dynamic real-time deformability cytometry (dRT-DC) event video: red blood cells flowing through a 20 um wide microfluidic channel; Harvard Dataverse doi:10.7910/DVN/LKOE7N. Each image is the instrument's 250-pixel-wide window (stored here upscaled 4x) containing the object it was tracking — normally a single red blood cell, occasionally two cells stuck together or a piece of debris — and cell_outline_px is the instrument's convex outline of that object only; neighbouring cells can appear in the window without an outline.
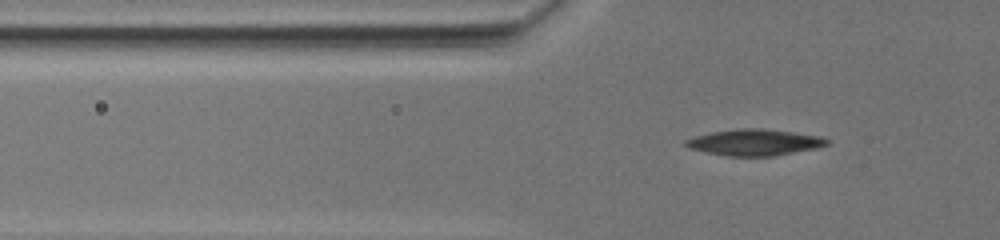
{"species": "common noctule bat (a hibernating species)", "species_latin": "Nyctalus noctula", "temperature_condition": "warm", "stored_images_in_passage": 48, "camera_frame_rate_fps": 3000, "um_per_image_px": 0.085, "animal": {"sex": "female", "body_mass_g": 19.5, "forearm_length_mm": 54.1}, "frame": {"image": 1, "passage_image": 7, "time_ms": 2.0, "image_size_px": [1000, 240], "cell_outline_px": [[828, 144], [816, 148], [772, 156], [728, 156], [704, 152], [688, 148], [684, 144], [684, 140], [696, 136], [712, 132], [736, 128], [764, 128], [820, 136], [828, 140]], "centroid_in_image_um": [64.09, 12.1], "position_along_channel_um": 61.7, "area_um2": 21.56}}
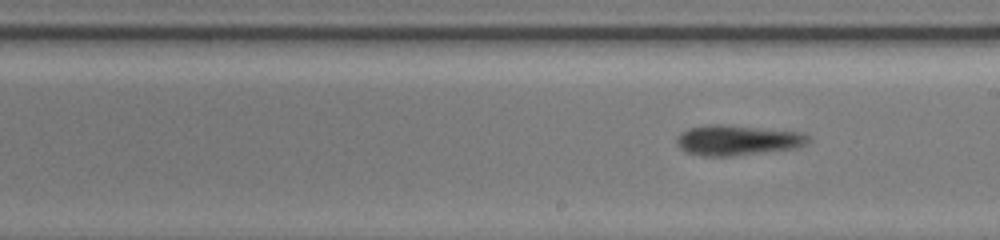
{"frame": {"image": 2, "passage_image": 28, "time_ms": 8.0, "image_size_px": [1000, 240], "cell_outline_px": [[808, 140], [804, 144], [796, 148], [732, 156], [700, 156], [684, 152], [676, 144], [676, 136], [680, 132], [688, 128], [708, 124], [724, 124], [800, 132], [808, 136]], "centroid_in_image_um": [62.58, 11.91], "position_along_channel_um": 226.4, "area_um2": 23.29}}
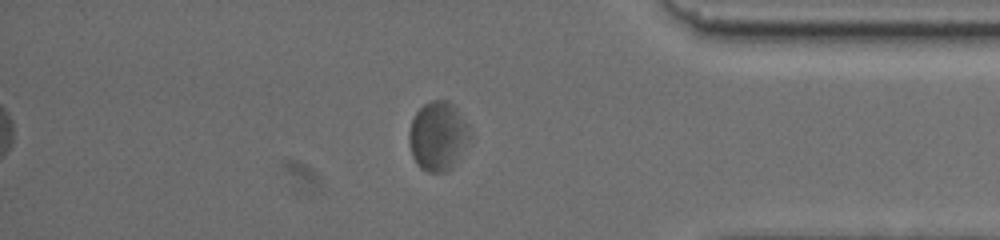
{"frame": {"image": 3, "passage_image": 42, "time_ms": 14.333, "image_size_px": [1000, 240], "cell_outline_px": [[472, 132], [452, 168], [448, 172], [428, 172], [420, 168], [416, 164], [412, 156], [408, 140], [408, 132], [412, 120], [416, 112], [424, 104], [432, 100], [448, 100], [456, 108]], "centroid_in_image_um": [37.19, 11.57], "position_along_channel_um": 398.0, "area_um2": 24.39}}